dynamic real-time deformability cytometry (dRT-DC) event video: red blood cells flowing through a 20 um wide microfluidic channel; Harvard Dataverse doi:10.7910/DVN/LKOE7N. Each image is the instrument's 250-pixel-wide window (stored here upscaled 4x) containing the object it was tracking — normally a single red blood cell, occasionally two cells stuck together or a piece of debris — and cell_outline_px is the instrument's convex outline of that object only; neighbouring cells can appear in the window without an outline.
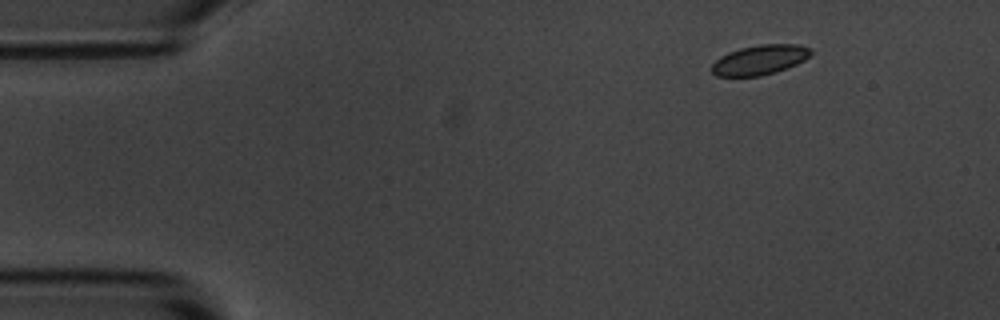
{"species": "common noctule bat (a hibernating species)", "species_latin": "Nyctalus noctula", "temperature_condition": "room temperature", "stored_images_in_passage": 8, "camera_frame_rate_fps": 3000, "um_per_image_px": 0.085, "animal": {"sex": "male", "body_mass_g": 20.1, "forearm_length_mm": 53.5}, "frame": {"image": 1, "passage_image": 1, "time_ms": 0.0, "image_size_px": [1000, 320], "cell_outline_px": [[812, 52], [804, 60], [796, 64], [776, 72], [760, 76], [716, 76], [712, 72], [712, 64], [720, 56], [728, 52], [740, 48], [760, 44], [800, 44], [812, 48]], "centroid_in_image_um": [64.59, 5.08], "position_along_channel_um": 20.4, "area_um2": 17.22}}
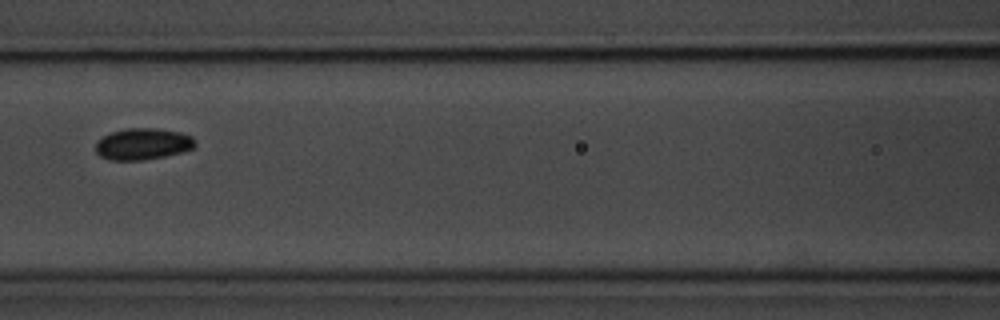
{"frame": {"image": 2, "passage_image": 6, "time_ms": 6.0, "image_size_px": [1000, 320], "cell_outline_px": [[196, 144], [192, 148], [180, 152], [164, 156], [140, 160], [112, 160], [100, 156], [96, 152], [96, 140], [112, 132], [124, 128], [156, 128], [180, 132], [192, 136], [196, 140]], "centroid_in_image_um": [12.13, 12.22], "position_along_channel_um": 154.5, "area_um2": 18.21}}
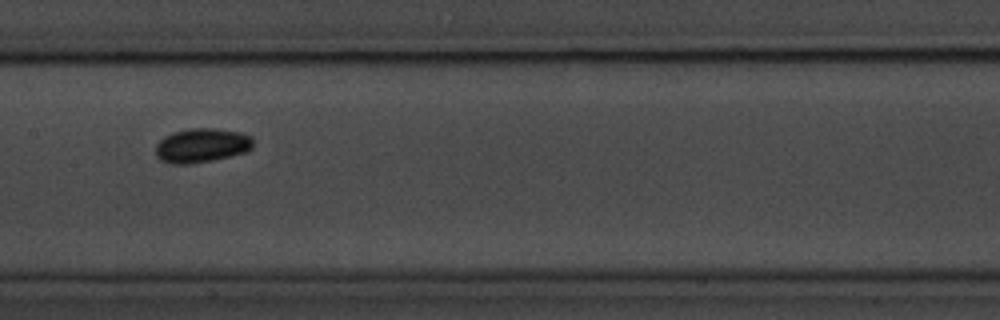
{"frame": {"image": 3, "passage_image": 7, "time_ms": 7.0, "image_size_px": [1000, 320], "cell_outline_px": [[252, 148], [248, 152], [212, 160], [192, 164], [172, 164], [160, 160], [156, 156], [156, 144], [164, 136], [172, 132], [188, 128], [212, 128], [240, 132], [252, 136]], "centroid_in_image_um": [17.13, 12.36], "position_along_channel_um": 190.3, "area_um2": 19.65}}